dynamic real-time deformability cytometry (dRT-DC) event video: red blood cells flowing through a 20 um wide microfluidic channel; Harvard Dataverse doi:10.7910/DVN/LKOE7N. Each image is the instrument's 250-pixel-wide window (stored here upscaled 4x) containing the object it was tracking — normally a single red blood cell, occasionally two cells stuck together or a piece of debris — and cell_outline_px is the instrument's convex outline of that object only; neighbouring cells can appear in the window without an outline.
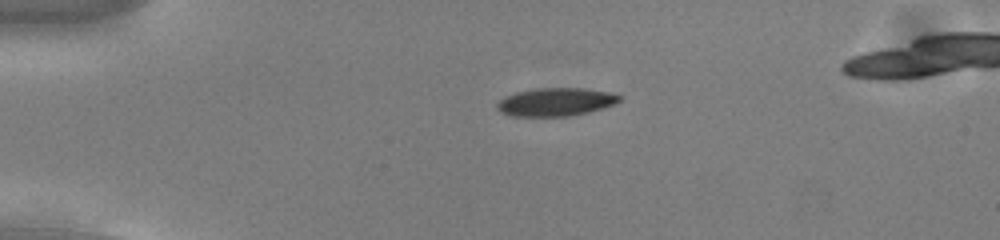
{"species": "common noctule bat (a hibernating species)", "species_latin": "Nyctalus noctula", "temperature_condition": "cold", "stored_images_in_passage": 43, "camera_frame_rate_fps": 3000, "um_per_image_px": 0.085, "animal": {"sex": "male", "body_mass_g": 13.0, "forearm_length_mm": 53.1}, "frame": {"image": 1, "passage_image": 1, "time_ms": 0.0, "image_size_px": [1000, 240], "cell_outline_px": [[624, 96], [616, 104], [604, 108], [588, 112], [568, 116], [508, 116], [500, 112], [496, 108], [496, 104], [504, 96], [516, 92], [540, 88], [584, 88], [608, 92]], "centroid_in_image_um": [47.24, 8.67], "position_along_channel_um": 37.8, "area_um2": 20.23}}
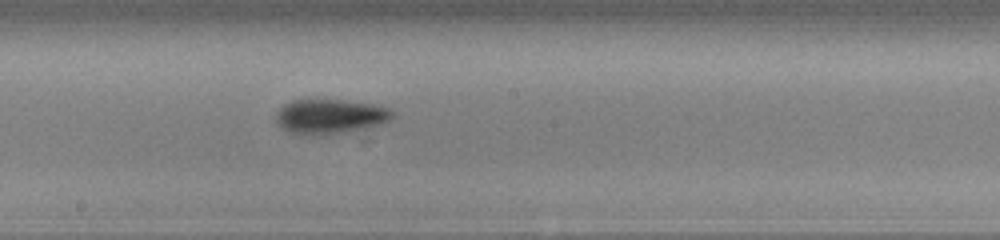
{"frame": {"image": 2, "passage_image": 19, "time_ms": 6.0, "image_size_px": [1000, 240], "cell_outline_px": [[396, 116], [380, 124], [344, 132], [288, 132], [276, 120], [276, 112], [284, 104], [292, 100], [340, 100], [372, 104], [388, 108]], "centroid_in_image_um": [28.08, 9.84], "position_along_channel_um": 220.1, "area_um2": 22.37}}
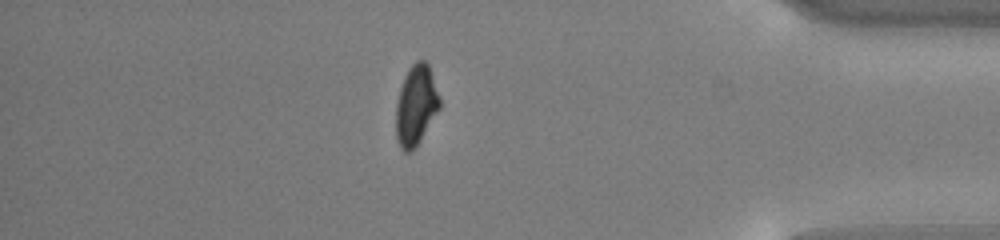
{"frame": {"image": 3, "passage_image": 36, "time_ms": 11.667, "image_size_px": [1000, 240], "cell_outline_px": [[440, 108], [420, 140], [412, 152], [404, 152], [400, 148], [396, 140], [396, 104], [400, 88], [404, 76], [408, 68], [416, 60], [424, 60], [428, 64], [440, 96]], "centroid_in_image_um": [35.35, 8.95], "position_along_channel_um": 399.9, "area_um2": 20.52}, "authors_computed_cell_mechanics": {"area_um2": 21.5594, "velocity_mm_per_s": 3.7461, "shape_relaxation_time_tau1_ms": 3.0204, "shape_relaxation_time_tau2_ms": 8.063, "deformation_change_tau1": 0.1225, "deformation_change_tau2": 0.1299}}